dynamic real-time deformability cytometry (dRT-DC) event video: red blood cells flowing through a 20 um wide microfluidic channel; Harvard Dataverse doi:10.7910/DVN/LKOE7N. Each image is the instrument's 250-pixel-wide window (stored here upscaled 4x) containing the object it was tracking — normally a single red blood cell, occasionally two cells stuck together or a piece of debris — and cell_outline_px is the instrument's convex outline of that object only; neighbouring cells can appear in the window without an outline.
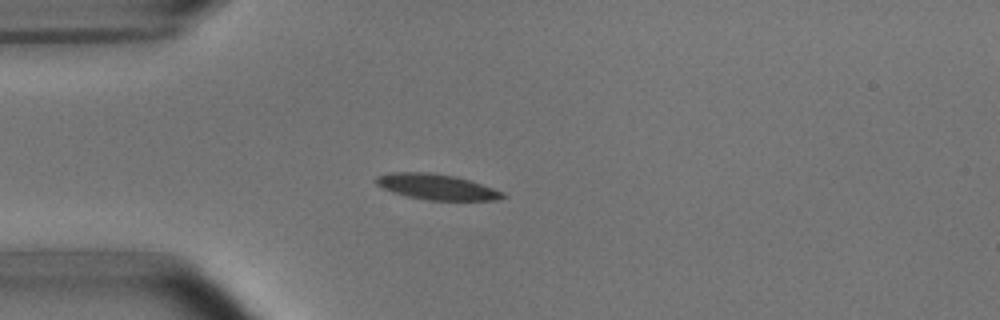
{"species": "common noctule bat (a hibernating species)", "species_latin": "Nyctalus noctula", "temperature_condition": "room temperature", "stored_images_in_passage": 3, "camera_frame_rate_fps": 3000, "um_per_image_px": 0.085, "animal": {"sex": "male", "body_mass_g": 15.6}, "frame": {"image": 1, "passage_image": 3, "time_ms": 3.0, "image_size_px": [1000, 320], "cell_outline_px": [[508, 196], [500, 200], [428, 200], [408, 196], [392, 192], [376, 184], [372, 180], [376, 176], [392, 172], [428, 172], [456, 176], [504, 192]], "centroid_in_image_um": [37.1, 15.88], "position_along_channel_um": 47.9, "area_um2": 18.9}}